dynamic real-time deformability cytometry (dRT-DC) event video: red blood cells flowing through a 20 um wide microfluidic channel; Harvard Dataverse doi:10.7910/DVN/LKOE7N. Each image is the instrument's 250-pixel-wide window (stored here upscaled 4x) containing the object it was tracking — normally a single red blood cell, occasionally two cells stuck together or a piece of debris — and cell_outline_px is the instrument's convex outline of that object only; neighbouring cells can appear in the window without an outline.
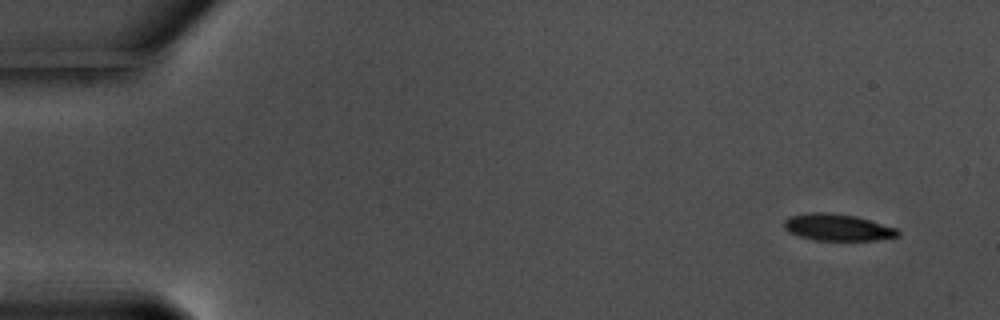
{"species": "common noctule bat (a hibernating species)", "species_latin": "Nyctalus noctula", "temperature_condition": "warm", "stored_images_in_passage": 55, "camera_frame_rate_fps": 3000, "um_per_image_px": 0.085, "animal": {"sex": "male", "body_mass_g": 17.5, "forearm_length_mm": 52.3}, "frame": {"image": 1, "passage_image": 1, "time_ms": 0.0, "image_size_px": [1000, 320], "cell_outline_px": [[900, 236], [876, 240], [816, 240], [800, 236], [788, 232], [784, 228], [784, 220], [788, 216], [808, 212], [828, 212], [856, 216], [896, 228], [900, 232]], "centroid_in_image_um": [71.17, 19.31], "position_along_channel_um": 13.8, "area_um2": 17.8}}
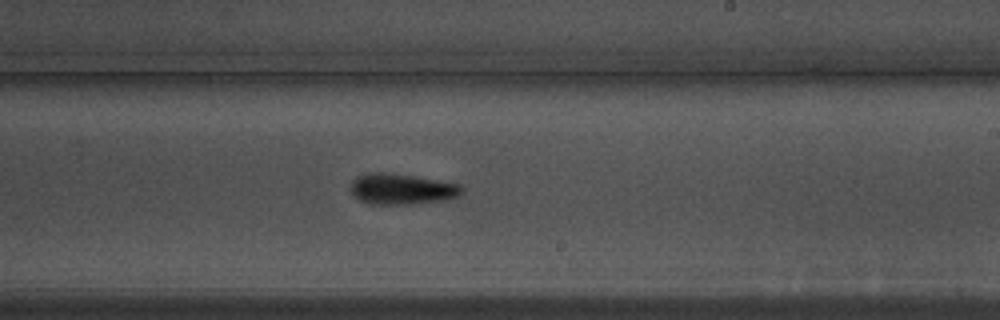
{"frame": {"image": 2, "passage_image": 32, "time_ms": 10.333, "image_size_px": [1000, 320], "cell_outline_px": [[464, 192], [456, 196], [440, 200], [404, 204], [372, 204], [360, 200], [352, 196], [352, 180], [356, 176], [368, 172], [384, 172], [416, 176], [460, 184], [464, 188]], "centroid_in_image_um": [34.12, 16.04], "position_along_channel_um": 254.9, "area_um2": 19.83}}
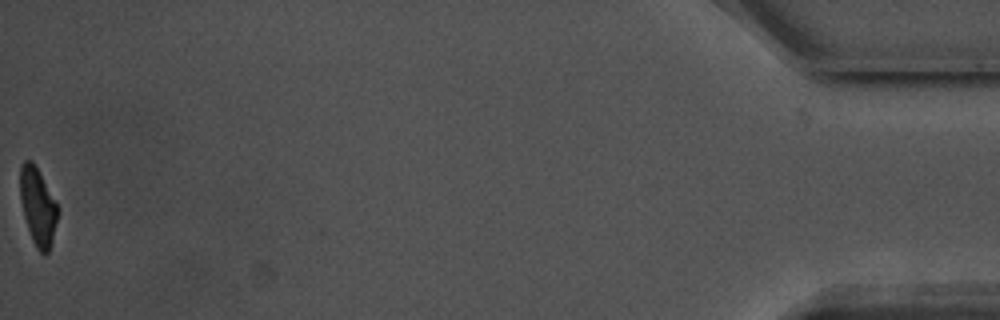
{"frame": {"image": 3, "passage_image": 55, "time_ms": 18.0, "image_size_px": [1000, 320], "cell_outline_px": [[60, 208], [52, 240], [48, 252], [44, 256], [36, 248], [32, 240], [24, 216], [20, 200], [20, 164], [24, 160], [32, 160]], "centroid_in_image_um": [3.22, 17.55], "position_along_channel_um": 432.0, "area_um2": 17.05}, "authors_computed_cell_mechanics": {"area_um2": 18.9584, "velocity_mm_per_s": 3.569, "shape_relaxation_time_tau1_ms": 2.9183, "shape_relaxation_time_tau2_ms": 6.5996, "deformation_change_tau1": 0.1345, "deformation_change_tau2": 0.135}}